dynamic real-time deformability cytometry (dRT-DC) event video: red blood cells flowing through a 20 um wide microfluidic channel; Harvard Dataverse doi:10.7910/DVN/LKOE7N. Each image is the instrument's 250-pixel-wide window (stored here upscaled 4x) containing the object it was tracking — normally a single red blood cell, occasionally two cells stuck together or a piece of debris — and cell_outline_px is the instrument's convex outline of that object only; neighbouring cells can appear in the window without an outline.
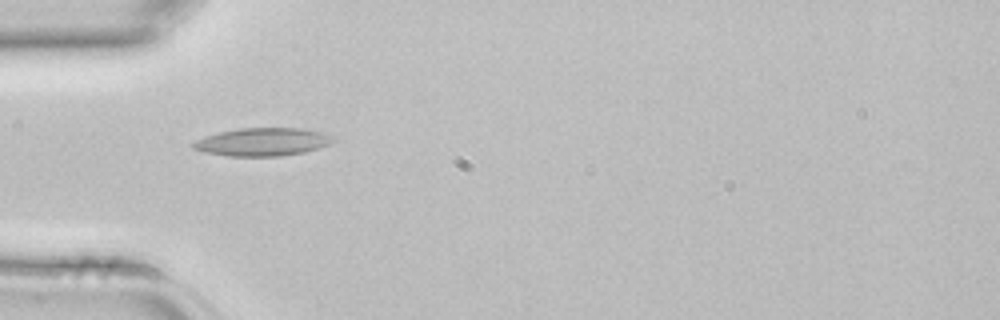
{"species": "common noctule bat (a hibernating species)", "species_latin": "Nyctalus noctula", "temperature_condition": "room temperature", "stored_images_in_passage": 4, "camera_frame_rate_fps": 3000, "um_per_image_px": 0.085, "animal": {"sex": "female", "body_mass_g": 22.7, "forearm_length_mm": 54.2}, "frame": {"image": 1, "passage_image": 4, "time_ms": 1.0, "image_size_px": [1000, 320], "cell_outline_px": [[332, 140], [328, 144], [304, 152], [280, 156], [228, 156], [204, 152], [192, 148], [188, 144], [196, 140], [220, 132], [240, 128], [304, 128], [320, 132], [328, 136]], "centroid_in_image_um": [22.22, 12.07], "position_along_channel_um": 62.8, "area_um2": 22.48}}